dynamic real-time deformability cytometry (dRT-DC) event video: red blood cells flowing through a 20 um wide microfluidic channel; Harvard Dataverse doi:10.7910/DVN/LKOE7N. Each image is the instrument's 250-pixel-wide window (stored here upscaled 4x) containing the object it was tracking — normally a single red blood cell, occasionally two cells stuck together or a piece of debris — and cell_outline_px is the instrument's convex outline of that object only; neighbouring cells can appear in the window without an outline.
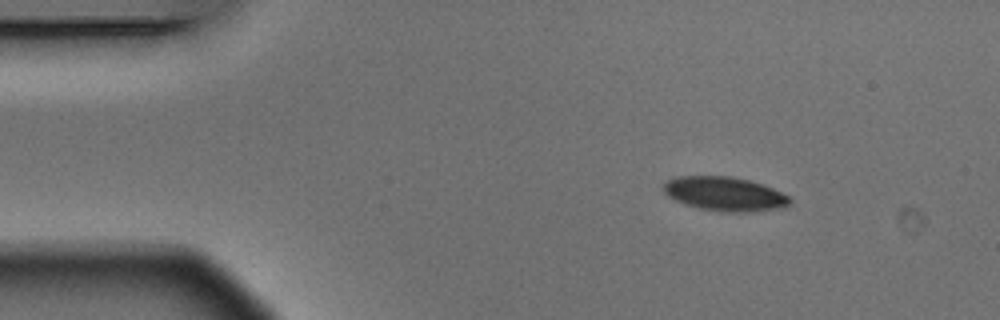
{"species": "Egyptian fruit bat (a non-hibernating species)", "species_latin": "Rousettus aegyptiacus", "temperature_condition": "warm", "stored_images_in_passage": 3, "camera_frame_rate_fps": 3000, "um_per_image_px": 0.085, "animal": {"sex": "male"}, "frame": {"image": 1, "passage_image": 1, "time_ms": 0.0, "image_size_px": [1000, 320], "cell_outline_px": [[792, 200], [788, 204], [776, 208], [748, 212], [724, 212], [696, 208], [684, 204], [668, 196], [664, 192], [664, 184], [668, 180], [676, 176], [732, 176], [748, 180], [772, 188], [788, 196]], "centroid_in_image_um": [61.55, 16.48], "position_along_channel_um": 23.5, "area_um2": 24.85}}